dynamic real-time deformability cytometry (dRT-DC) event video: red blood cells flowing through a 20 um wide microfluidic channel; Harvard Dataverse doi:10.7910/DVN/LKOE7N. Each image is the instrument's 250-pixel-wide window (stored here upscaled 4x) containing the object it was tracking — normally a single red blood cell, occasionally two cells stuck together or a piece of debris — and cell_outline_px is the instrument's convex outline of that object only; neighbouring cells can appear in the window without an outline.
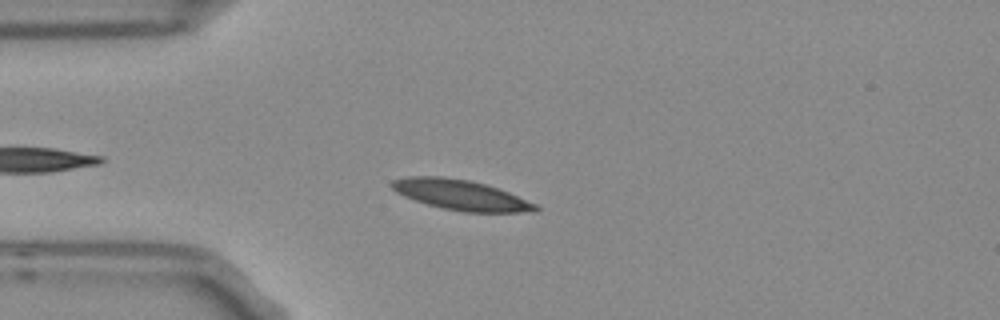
{"species": "Egyptian fruit bat (a non-hibernating species)", "species_latin": "Rousettus aegyptiacus", "temperature_condition": "room temperature", "stored_images_in_passage": 4, "camera_frame_rate_fps": 3000, "um_per_image_px": 0.085, "frame": {"image": 1, "passage_image": 4, "time_ms": 1.0, "image_size_px": [1000, 320], "cell_outline_px": [[540, 208], [536, 212], [464, 212], [444, 208], [428, 204], [404, 196], [396, 192], [392, 188], [392, 180], [408, 176], [440, 176], [468, 180], [484, 184], [508, 192], [536, 204]], "centroid_in_image_um": [39.17, 16.57], "position_along_channel_um": 45.8, "area_um2": 24.97}}